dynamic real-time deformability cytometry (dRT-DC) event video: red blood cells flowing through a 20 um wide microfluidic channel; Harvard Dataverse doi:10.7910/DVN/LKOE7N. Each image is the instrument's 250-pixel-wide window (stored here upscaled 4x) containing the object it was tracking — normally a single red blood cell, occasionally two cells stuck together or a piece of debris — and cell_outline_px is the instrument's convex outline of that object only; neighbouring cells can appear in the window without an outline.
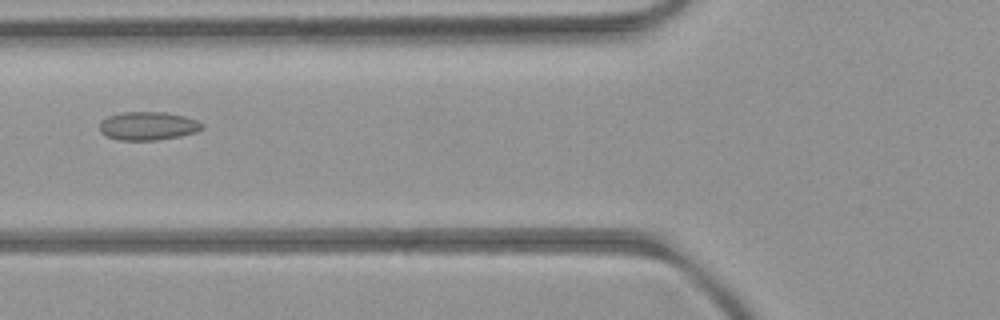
{"species": "common noctule bat (a hibernating species)", "species_latin": "Nyctalus noctula", "temperature_condition": "room temperature", "stored_images_in_passage": 4, "camera_frame_rate_fps": 3000, "um_per_image_px": 0.085, "animal": {"sex": "female", "body_mass_g": 21.9}, "frame": {"image": 1, "passage_image": 3, "time_ms": 3.333, "image_size_px": [1000, 320], "cell_outline_px": [[204, 128], [196, 132], [180, 136], [156, 140], [120, 140], [108, 136], [100, 132], [100, 124], [108, 116], [120, 112], [164, 112], [184, 116], [196, 120], [204, 124]], "centroid_in_image_um": [12.6, 10.7], "position_along_channel_um": 113.2, "area_um2": 16.88}}
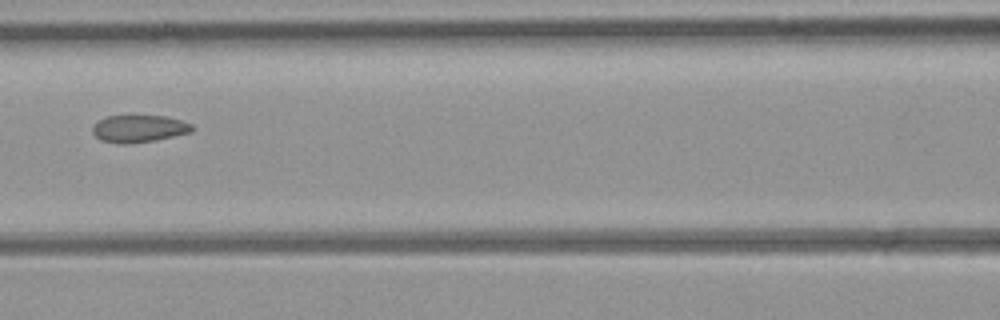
{"frame": {"image": 2, "passage_image": 4, "time_ms": 4.333, "image_size_px": [1000, 320], "cell_outline_px": [[196, 128], [192, 132], [152, 140], [128, 144], [120, 144], [100, 140], [92, 132], [92, 128], [100, 120], [108, 116], [128, 112], [132, 112], [168, 116], [192, 124]], "centroid_in_image_um": [11.82, 10.87], "position_along_channel_um": 154.8, "area_um2": 16.59}}